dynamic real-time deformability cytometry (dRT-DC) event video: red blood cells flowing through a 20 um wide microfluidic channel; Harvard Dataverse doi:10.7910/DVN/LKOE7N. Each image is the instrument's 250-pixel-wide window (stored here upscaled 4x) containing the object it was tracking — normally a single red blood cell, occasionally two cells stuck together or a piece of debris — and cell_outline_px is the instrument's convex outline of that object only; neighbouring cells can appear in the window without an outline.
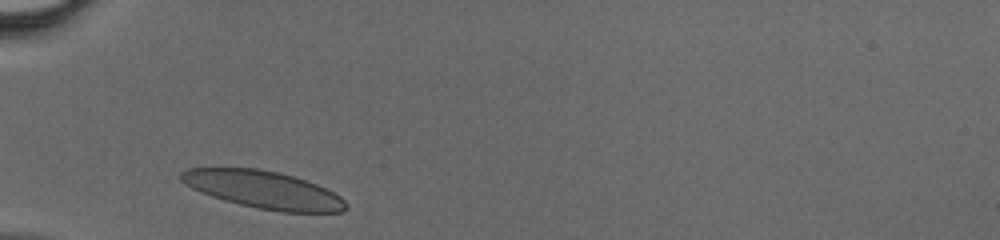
{"species": "human", "species_latin": "Homo sapiens", "temperature_condition": "cold", "stored_images_in_passage": 24, "camera_frame_rate_fps": 3000, "um_per_image_px": 0.085, "donor": {"sex": "male"}, "frame": {"image": 1, "passage_image": 1, "time_ms": 0.0, "image_size_px": [1000, 240], "cell_outline_px": [[348, 208], [340, 212], [280, 212], [240, 204], [224, 200], [200, 192], [192, 188], [180, 180], [180, 172], [188, 168], [256, 168], [280, 172], [316, 184], [340, 196], [348, 204]], "centroid_in_image_um": [22.38, 16.12], "position_along_channel_um": 62.6, "area_um2": 35.78}}
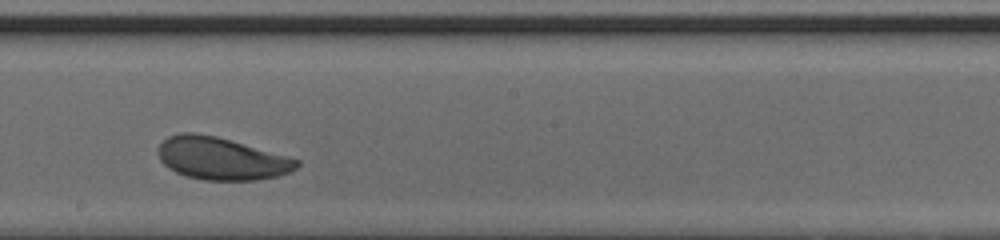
{"frame": {"image": 2, "passage_image": 13, "time_ms": 4.0, "image_size_px": [1000, 240], "cell_outline_px": [[300, 164], [296, 168], [280, 176], [260, 180], [204, 180], [188, 176], [176, 172], [168, 168], [160, 160], [156, 152], [160, 144], [168, 136], [180, 132], [192, 132], [216, 136], [300, 160]], "centroid_in_image_um": [18.78, 13.48], "position_along_channel_um": 229.4, "area_um2": 34.22}}
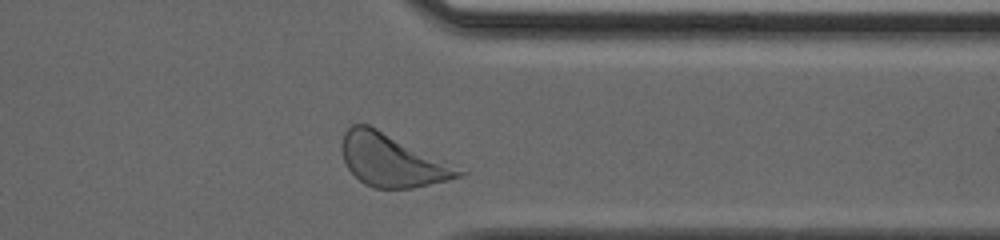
{"frame": {"image": 3, "passage_image": 23, "time_ms": 7.333, "image_size_px": [1000, 240], "cell_outline_px": [[468, 172], [464, 176], [412, 188], [372, 188], [364, 184], [348, 168], [344, 160], [340, 148], [340, 144], [344, 132], [352, 124], [368, 124]], "centroid_in_image_um": [33.28, 13.63], "position_along_channel_um": 378.1, "area_um2": 35.37}}